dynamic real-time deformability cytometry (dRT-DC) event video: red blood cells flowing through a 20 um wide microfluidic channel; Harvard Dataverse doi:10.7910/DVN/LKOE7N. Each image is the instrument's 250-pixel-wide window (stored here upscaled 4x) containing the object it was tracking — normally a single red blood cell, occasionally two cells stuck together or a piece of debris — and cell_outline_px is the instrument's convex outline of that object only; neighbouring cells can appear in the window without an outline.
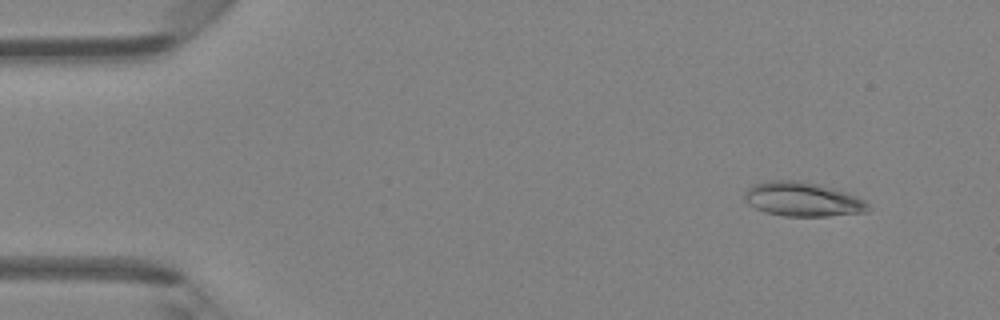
{"species": "Egyptian fruit bat (a non-hibernating species)", "species_latin": "Rousettus aegyptiacus", "temperature_condition": "room temperature", "stored_images_in_passage": 49, "camera_frame_rate_fps": 3000, "um_per_image_px": 0.085, "animal": {"sex": "female"}, "frame": {"image": 1, "passage_image": 5, "time_ms": 1.333, "image_size_px": [1000, 320], "cell_outline_px": [[872, 208], [868, 212], [828, 216], [784, 216], [764, 212], [748, 204], [744, 200], [744, 192], [752, 184], [768, 180], [804, 180], [836, 188], [864, 200]], "centroid_in_image_um": [68.22, 16.93], "position_along_channel_um": 16.8, "area_um2": 25.09}}
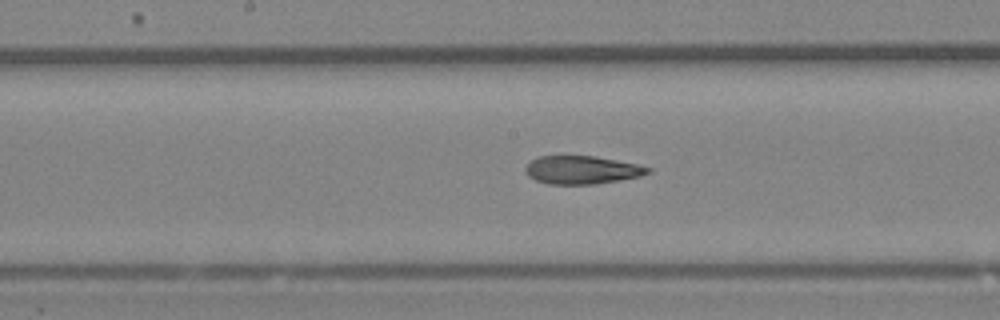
{"frame": {"image": 2, "passage_image": 25, "time_ms": 8.0, "image_size_px": [1000, 320], "cell_outline_px": [[652, 172], [640, 176], [620, 180], [596, 184], [548, 184], [536, 180], [528, 176], [524, 172], [524, 168], [532, 160], [540, 156], [596, 156], [636, 164], [652, 168]], "centroid_in_image_um": [49.47, 14.45], "position_along_channel_um": 198.7, "area_um2": 20.11}}
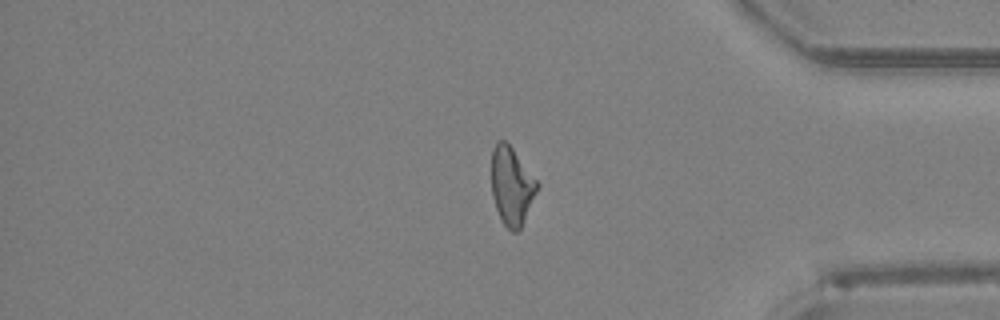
{"frame": {"image": 3, "passage_image": 40, "time_ms": 13.0, "image_size_px": [1000, 320], "cell_outline_px": [[540, 184], [520, 228], [516, 232], [512, 232], [500, 220], [492, 196], [492, 148], [496, 140], [504, 140], [512, 148]], "centroid_in_image_um": [43.47, 15.79], "position_along_channel_um": 391.7, "area_um2": 20.58}, "authors_computed_cell_mechanics": {"area_um2": 21.5594, "velocity_mm_per_s": 4.2839, "shape_relaxation_time_tau1_ms": null, "shape_relaxation_time_tau2_ms": 4.1877, "deformation_change_tau1": null, "deformation_change_tau2": 0.131}}